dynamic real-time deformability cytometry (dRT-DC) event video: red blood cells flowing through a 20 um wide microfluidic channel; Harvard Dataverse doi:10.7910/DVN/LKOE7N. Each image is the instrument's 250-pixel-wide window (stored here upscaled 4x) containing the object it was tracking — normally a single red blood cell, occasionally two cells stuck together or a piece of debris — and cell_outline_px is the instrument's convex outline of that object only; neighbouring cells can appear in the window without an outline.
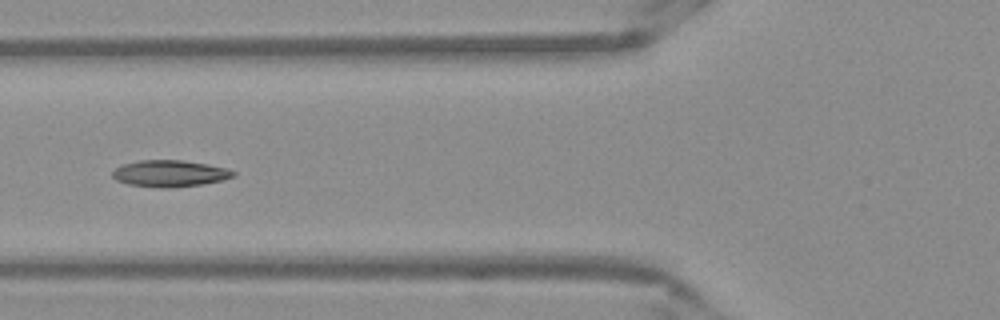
{"species": "Egyptian fruit bat (a non-hibernating species)", "species_latin": "Rousettus aegyptiacus", "temperature_condition": "warm", "stored_images_in_passage": 49, "camera_frame_rate_fps": 3000, "um_per_image_px": 0.085, "frame": {"image": 1, "passage_image": 16, "time_ms": 5.0, "image_size_px": [1000, 320], "cell_outline_px": [[236, 176], [224, 180], [200, 184], [172, 188], [160, 188], [128, 184], [116, 180], [112, 176], [112, 172], [116, 168], [124, 164], [140, 160], [180, 160], [208, 164], [224, 168], [236, 172]], "centroid_in_image_um": [14.44, 14.75], "position_along_channel_um": 111.4, "area_um2": 18.67}}
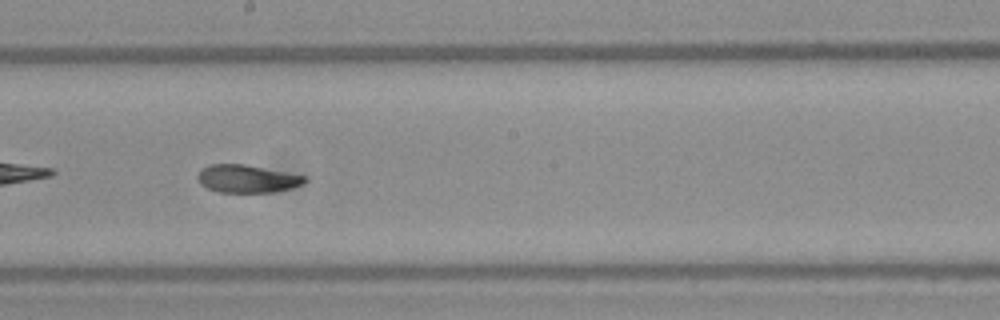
{"frame": {"image": 2, "passage_image": 25, "time_ms": 8.0, "image_size_px": [1000, 320], "cell_outline_px": [[308, 180], [292, 188], [272, 192], [220, 192], [208, 188], [200, 184], [196, 176], [200, 168], [208, 164], [244, 164], [308, 176]], "centroid_in_image_um": [20.98, 15.18], "position_along_channel_um": 227.2, "area_um2": 17.46}}
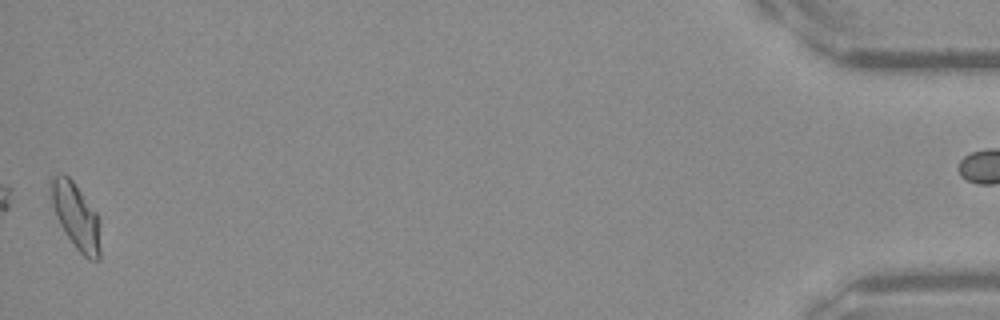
{"frame": {"image": 3, "passage_image": 48, "time_ms": 15.667, "image_size_px": [1000, 320], "cell_outline_px": [[100, 260], [88, 260], [76, 248], [64, 232], [56, 216], [52, 204], [48, 180], [52, 176], [60, 172], [64, 172], [72, 180], [100, 216]], "centroid_in_image_um": [6.46, 18.34], "position_along_channel_um": 428.7, "area_um2": 19.54}, "authors_computed_cell_mechanics": {"area_um2": 18.2648, "velocity_mm_per_s": 3.8497, "shape_relaxation_time_tau1_ms": 4.4819, "shape_relaxation_time_tau2_ms": 2.1509, "deformation_change_tau1": 0.1491, "deformation_change_tau2": 0.0694}}